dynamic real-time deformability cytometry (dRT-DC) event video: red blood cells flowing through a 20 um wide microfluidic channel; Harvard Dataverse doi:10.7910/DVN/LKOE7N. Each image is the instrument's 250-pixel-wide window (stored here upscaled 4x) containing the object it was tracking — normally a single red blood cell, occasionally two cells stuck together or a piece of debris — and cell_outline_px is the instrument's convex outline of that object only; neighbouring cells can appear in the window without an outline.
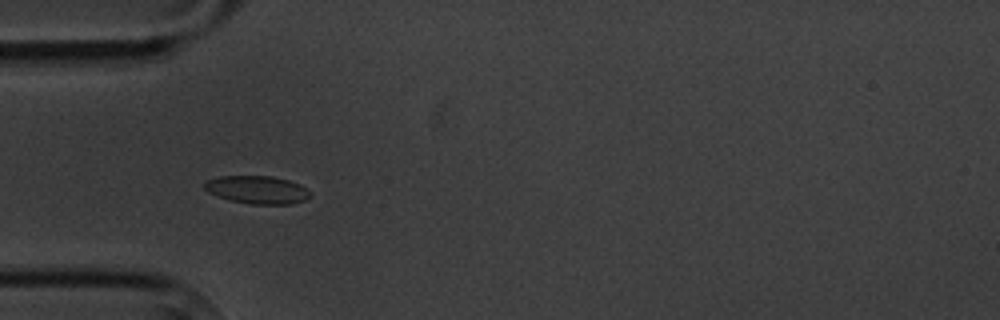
{"species": "common noctule bat (a hibernating species)", "species_latin": "Nyctalus noctula", "temperature_condition": "cold", "stored_images_in_passage": 7, "camera_frame_rate_fps": 3000, "um_per_image_px": 0.085, "animal": {"sex": "male", "body_mass_g": 20.1, "forearm_length_mm": 53.5}, "frame": {"image": 1, "passage_image": 4, "time_ms": 3.333, "image_size_px": [1000, 320], "cell_outline_px": [[312, 196], [304, 200], [292, 204], [252, 204], [232, 200], [208, 192], [204, 188], [204, 184], [208, 180], [220, 176], [272, 176], [288, 180], [300, 184], [312, 192]], "centroid_in_image_um": [21.93, 16.12], "position_along_channel_um": 63.1, "area_um2": 17.11}}
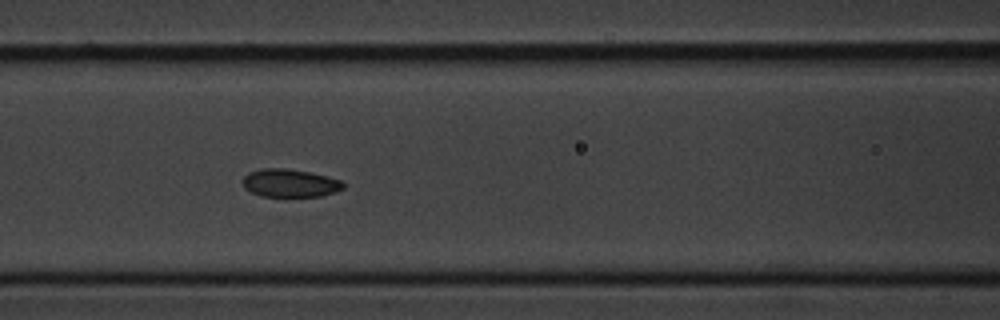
{"frame": {"image": 2, "passage_image": 6, "time_ms": 5.667, "image_size_px": [1000, 320], "cell_outline_px": [[344, 188], [320, 196], [260, 196], [244, 188], [244, 176], [248, 172], [260, 168], [284, 168], [308, 172], [340, 180], [344, 184]], "centroid_in_image_um": [24.6, 15.55], "position_along_channel_um": 142.0, "area_um2": 16.13}}
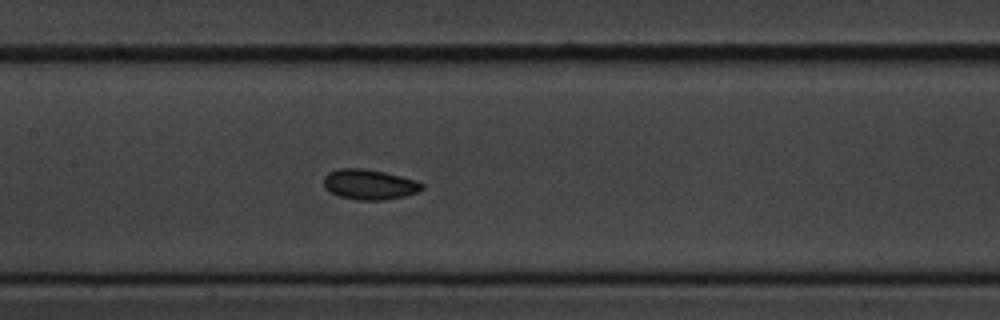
{"frame": {"image": 3, "passage_image": 7, "time_ms": 6.667, "image_size_px": [1000, 320], "cell_outline_px": [[424, 188], [416, 192], [404, 196], [384, 200], [356, 200], [340, 196], [328, 192], [324, 188], [324, 176], [328, 172], [340, 168], [364, 168], [384, 172], [416, 180], [424, 184]], "centroid_in_image_um": [31.37, 15.68], "position_along_channel_um": 176.0, "area_um2": 17.4}}